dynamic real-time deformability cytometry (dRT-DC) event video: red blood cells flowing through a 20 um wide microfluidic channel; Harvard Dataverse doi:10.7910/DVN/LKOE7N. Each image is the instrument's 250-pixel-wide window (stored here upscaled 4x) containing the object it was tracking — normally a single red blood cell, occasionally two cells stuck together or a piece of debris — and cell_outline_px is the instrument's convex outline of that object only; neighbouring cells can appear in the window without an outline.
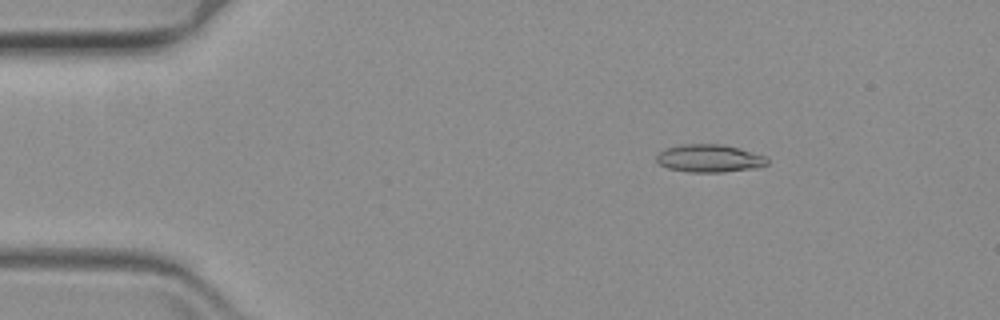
{"species": "common noctule bat (a hibernating species)", "species_latin": "Nyctalus noctula", "temperature_condition": "warm", "stored_images_in_passage": 62, "camera_frame_rate_fps": 3000, "um_per_image_px": 0.085, "animal": {"sex": "female", "body_mass_g": 19.3, "forearm_length_mm": 54.1}, "frame": {"image": 1, "passage_image": 10, "time_ms": 3.0, "image_size_px": [1000, 320], "cell_outline_px": [[768, 164], [756, 168], [724, 172], [688, 172], [668, 168], [660, 164], [656, 160], [656, 156], [660, 152], [668, 148], [680, 144], [724, 144], [740, 148], [764, 156], [768, 160]], "centroid_in_image_um": [60.31, 13.46], "position_along_channel_um": 24.7, "area_um2": 17.92}}
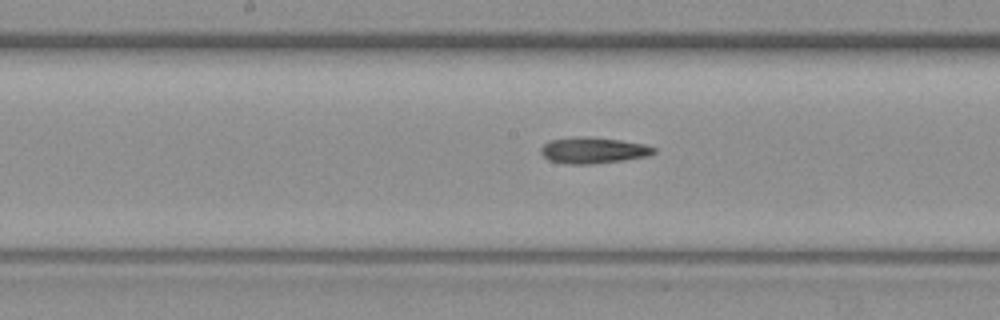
{"frame": {"image": 2, "passage_image": 32, "time_ms": 10.333, "image_size_px": [1000, 320], "cell_outline_px": [[656, 152], [648, 156], [624, 160], [592, 164], [564, 164], [548, 160], [540, 152], [540, 148], [544, 144], [552, 140], [576, 136], [588, 136], [620, 140], [644, 144], [656, 148]], "centroid_in_image_um": [50.42, 12.78], "position_along_channel_um": 197.8, "area_um2": 17.34}}
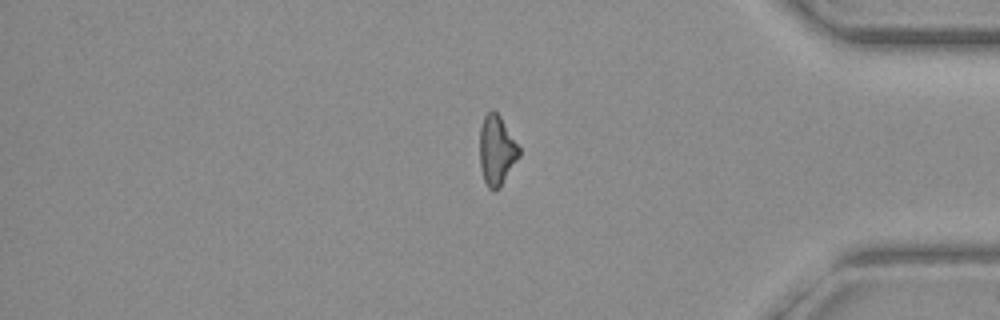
{"frame": {"image": 3, "passage_image": 52, "time_ms": 17.0, "image_size_px": [1000, 320], "cell_outline_px": [[520, 156], [500, 188], [492, 192], [488, 188], [484, 180], [480, 164], [480, 128], [484, 116], [492, 108], [500, 116], [520, 148]], "centroid_in_image_um": [42.22, 12.8], "position_along_channel_um": 393.0, "area_um2": 16.07}}